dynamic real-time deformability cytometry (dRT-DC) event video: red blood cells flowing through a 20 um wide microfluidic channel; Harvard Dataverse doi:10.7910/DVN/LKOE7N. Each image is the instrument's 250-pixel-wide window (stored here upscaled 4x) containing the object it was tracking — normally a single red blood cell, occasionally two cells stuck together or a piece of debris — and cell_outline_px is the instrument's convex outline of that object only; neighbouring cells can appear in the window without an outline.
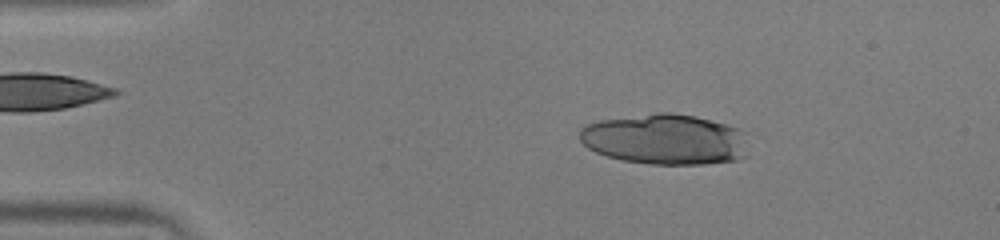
{"species": "human", "species_latin": "Homo sapiens", "temperature_condition": "warm", "stored_images_in_passage": 38, "camera_frame_rate_fps": 3000, "um_per_image_px": 0.085, "donor": {"sex": "male"}, "frame": {"image": 1, "passage_image": 8, "time_ms": 2.333, "image_size_px": [1000, 240], "cell_outline_px": [[752, 132], [744, 156], [736, 160], [704, 164], [648, 164], [624, 160], [608, 156], [596, 152], [588, 148], [580, 140], [580, 128], [588, 124], [600, 120], [656, 112], [672, 112], [696, 116], [728, 124]], "centroid_in_image_um": [56.63, 11.83], "position_along_channel_um": 28.4, "area_um2": 50.52}}